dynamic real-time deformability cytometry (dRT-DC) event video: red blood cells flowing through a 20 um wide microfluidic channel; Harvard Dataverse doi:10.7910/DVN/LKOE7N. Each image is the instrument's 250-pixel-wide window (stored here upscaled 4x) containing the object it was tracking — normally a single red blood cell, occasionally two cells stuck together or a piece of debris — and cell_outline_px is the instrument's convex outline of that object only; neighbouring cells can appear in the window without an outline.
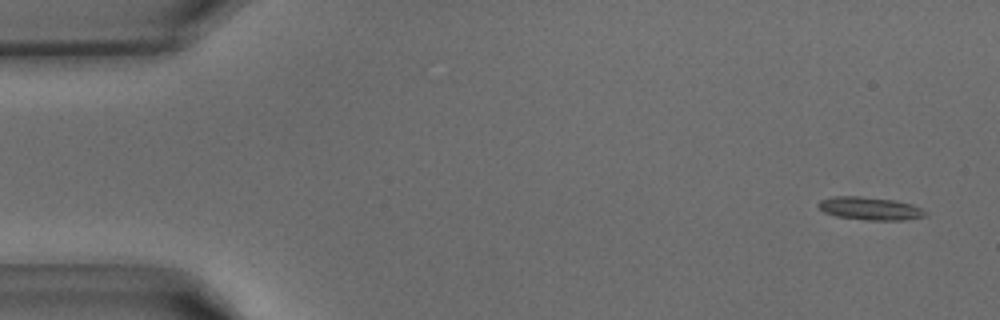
{"species": "common noctule bat (a hibernating species)", "species_latin": "Nyctalus noctula", "temperature_condition": "warm", "stored_images_in_passage": 12, "camera_frame_rate_fps": 3000, "um_per_image_px": 0.085, "animal": {"sex": "male", "body_mass_g": 15.6}, "frame": {"image": 1, "passage_image": 2, "time_ms": 0.333, "image_size_px": [1000, 320], "cell_outline_px": [[928, 216], [900, 220], [864, 220], [836, 216], [824, 212], [816, 204], [820, 200], [836, 196], [860, 196], [896, 200], [912, 204], [928, 212]], "centroid_in_image_um": [73.97, 17.72], "position_along_channel_um": 11.0, "area_um2": 14.39}}
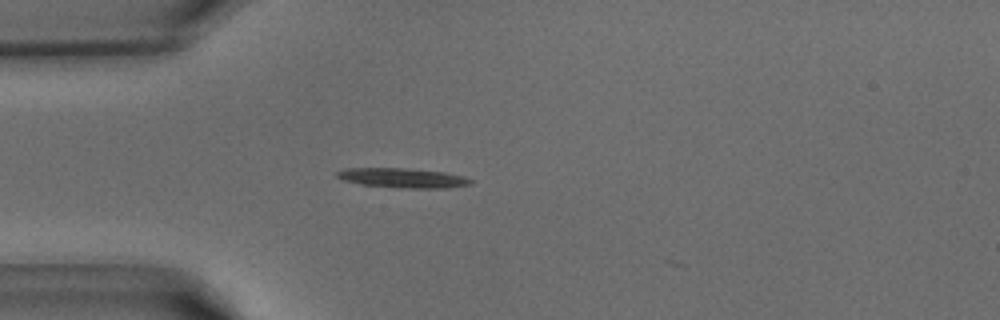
{"frame": {"image": 2, "passage_image": 11, "time_ms": 3.333, "image_size_px": [1000, 320], "cell_outline_px": [[472, 184], [444, 188], [400, 188], [360, 184], [344, 180], [336, 176], [336, 172], [344, 168], [404, 168], [444, 172], [464, 176], [472, 180]], "centroid_in_image_um": [34.22, 15.12], "position_along_channel_um": 50.8, "area_um2": 15.26}}